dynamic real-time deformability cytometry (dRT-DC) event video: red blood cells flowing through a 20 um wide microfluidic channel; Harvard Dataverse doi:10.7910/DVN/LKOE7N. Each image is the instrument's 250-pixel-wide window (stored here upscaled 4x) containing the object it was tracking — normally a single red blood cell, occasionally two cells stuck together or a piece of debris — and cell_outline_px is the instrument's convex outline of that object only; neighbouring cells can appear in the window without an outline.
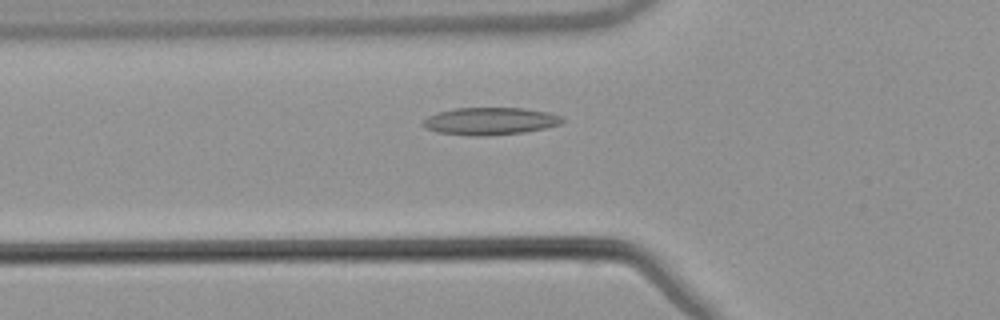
{"species": "common noctule bat (a hibernating species)", "species_latin": "Nyctalus noctula", "temperature_condition": "warm", "stored_images_in_passage": 49, "camera_frame_rate_fps": 3000, "um_per_image_px": 0.085, "animal": {"sex": "male", "body_mass_g": 21.5, "forearm_length_mm": 52.0}, "frame": {"image": 1, "passage_image": 15, "time_ms": 4.667, "image_size_px": [1000, 320], "cell_outline_px": [[564, 120], [560, 124], [544, 128], [524, 132], [488, 136], [468, 136], [436, 132], [424, 128], [420, 124], [428, 116], [436, 112], [456, 108], [524, 108], [548, 112], [560, 116]], "centroid_in_image_um": [41.6, 10.3], "position_along_channel_um": 84.2, "area_um2": 22.43}}
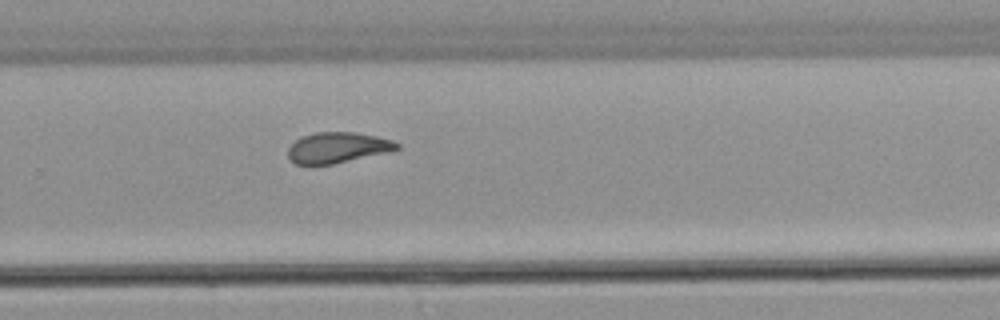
{"frame": {"image": 2, "passage_image": 32, "time_ms": 10.333, "image_size_px": [1000, 320], "cell_outline_px": [[400, 148], [392, 152], [332, 164], [296, 164], [288, 156], [288, 148], [296, 140], [304, 136], [316, 132], [356, 132], [376, 136], [392, 140], [400, 144]], "centroid_in_image_um": [28.76, 12.54], "position_along_channel_um": 301.0, "area_um2": 19.48}}
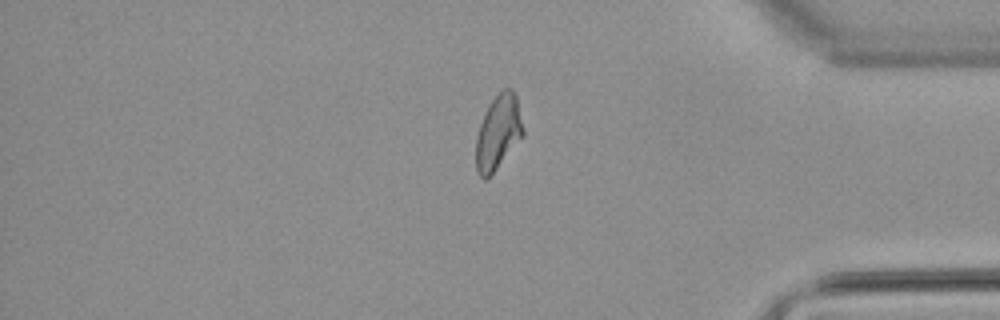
{"frame": {"image": 3, "passage_image": 41, "time_ms": 13.333, "image_size_px": [1000, 320], "cell_outline_px": [[524, 136], [496, 168], [484, 180], [476, 172], [476, 136], [480, 124], [492, 100], [504, 88], [512, 88], [516, 96], [524, 128]], "centroid_in_image_um": [42.36, 11.25], "position_along_channel_um": 392.8, "area_um2": 20.17}, "authors_computed_cell_mechanics": {"area_um2": 20.6924, "velocity_mm_per_s": 3.8197, "shape_relaxation_time_tau1_ms": null, "shape_relaxation_time_tau2_ms": 2.6239, "deformation_change_tau1": null, "deformation_change_tau2": 0.0909}}